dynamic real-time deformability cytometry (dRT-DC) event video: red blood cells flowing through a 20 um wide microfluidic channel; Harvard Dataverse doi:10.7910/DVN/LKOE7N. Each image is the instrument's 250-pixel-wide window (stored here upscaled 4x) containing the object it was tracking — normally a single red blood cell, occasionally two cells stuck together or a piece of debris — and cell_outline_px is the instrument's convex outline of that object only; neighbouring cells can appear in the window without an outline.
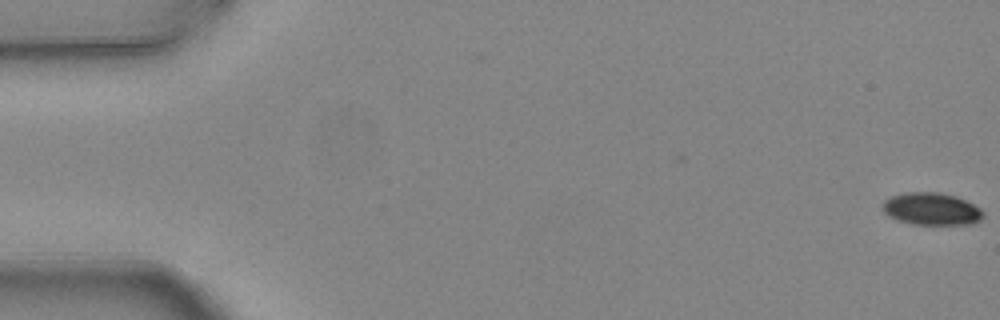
{"species": "common noctule bat (a hibernating species)", "species_latin": "Nyctalus noctula", "temperature_condition": "warm", "stored_images_in_passage": 6, "camera_frame_rate_fps": 3000, "um_per_image_px": 0.085, "animal": {"sex": "female", "body_mass_g": 24.6, "forearm_length_mm": 56.2}, "frame": {"image": 1, "passage_image": 1, "time_ms": 0.0, "image_size_px": [1000, 320], "cell_outline_px": [[984, 216], [980, 220], [972, 224], [912, 224], [896, 220], [888, 216], [884, 212], [880, 204], [884, 200], [892, 196], [908, 192], [936, 192], [956, 196], [980, 208], [984, 212]], "centroid_in_image_um": [79.15, 17.76], "position_along_channel_um": 5.9, "area_um2": 19.02}}
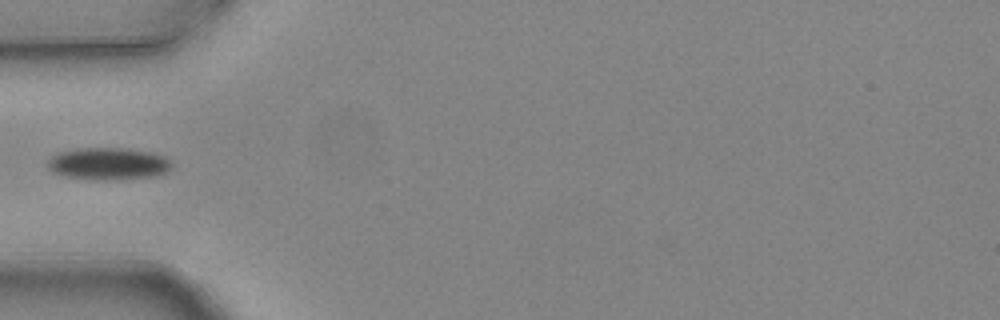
{"frame": {"image": 2, "passage_image": 5, "time_ms": 1.333, "image_size_px": [1000, 320], "cell_outline_px": [[172, 164], [164, 172], [156, 176], [108, 180], [92, 180], [64, 176], [52, 172], [44, 164], [52, 156], [60, 152], [76, 148], [128, 148], [152, 152], [164, 156], [172, 160]], "centroid_in_image_um": [9.17, 13.91], "position_along_channel_um": 75.8, "area_um2": 23.52}}
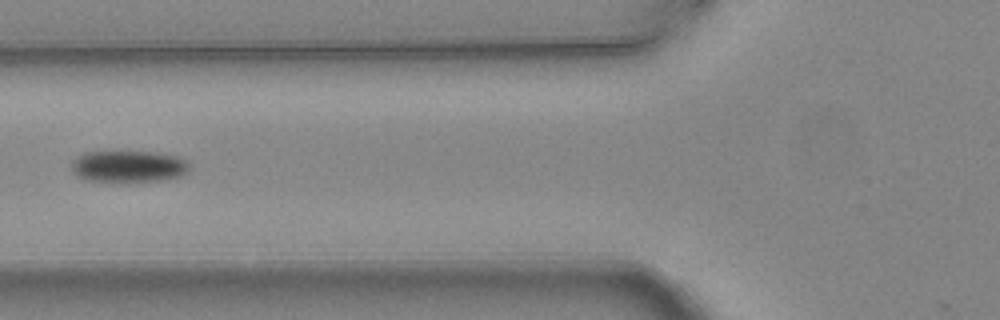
{"frame": {"image": 3, "passage_image": 6, "time_ms": 1.667, "image_size_px": [1000, 320], "cell_outline_px": [[192, 168], [188, 172], [180, 176], [164, 180], [128, 184], [84, 180], [76, 176], [72, 172], [72, 160], [84, 152], [156, 152], [176, 156], [188, 160], [192, 164]], "centroid_in_image_um": [10.96, 14.19], "position_along_channel_um": 114.8, "area_um2": 22.83}}